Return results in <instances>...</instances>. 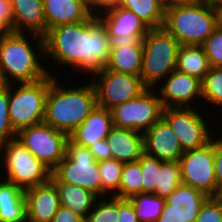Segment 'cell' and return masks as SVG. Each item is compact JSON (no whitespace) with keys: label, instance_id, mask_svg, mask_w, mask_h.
Returning <instances> with one entry per match:
<instances>
[{"label":"cell","instance_id":"obj_27","mask_svg":"<svg viewBox=\"0 0 222 222\" xmlns=\"http://www.w3.org/2000/svg\"><path fill=\"white\" fill-rule=\"evenodd\" d=\"M119 6L132 11L150 29L163 27L165 9L159 0H121Z\"/></svg>","mask_w":222,"mask_h":222},{"label":"cell","instance_id":"obj_6","mask_svg":"<svg viewBox=\"0 0 222 222\" xmlns=\"http://www.w3.org/2000/svg\"><path fill=\"white\" fill-rule=\"evenodd\" d=\"M52 81L53 75L49 74L33 83L9 84V116L16 133L44 121L46 98ZM13 85L17 87L15 90Z\"/></svg>","mask_w":222,"mask_h":222},{"label":"cell","instance_id":"obj_30","mask_svg":"<svg viewBox=\"0 0 222 222\" xmlns=\"http://www.w3.org/2000/svg\"><path fill=\"white\" fill-rule=\"evenodd\" d=\"M182 184L179 161H165L159 170L158 184L155 195L166 199L179 185Z\"/></svg>","mask_w":222,"mask_h":222},{"label":"cell","instance_id":"obj_39","mask_svg":"<svg viewBox=\"0 0 222 222\" xmlns=\"http://www.w3.org/2000/svg\"><path fill=\"white\" fill-rule=\"evenodd\" d=\"M214 172L217 186L222 190V138H214Z\"/></svg>","mask_w":222,"mask_h":222},{"label":"cell","instance_id":"obj_18","mask_svg":"<svg viewBox=\"0 0 222 222\" xmlns=\"http://www.w3.org/2000/svg\"><path fill=\"white\" fill-rule=\"evenodd\" d=\"M113 127L111 111L96 106L69 138L76 144L89 148L96 141L106 139Z\"/></svg>","mask_w":222,"mask_h":222},{"label":"cell","instance_id":"obj_25","mask_svg":"<svg viewBox=\"0 0 222 222\" xmlns=\"http://www.w3.org/2000/svg\"><path fill=\"white\" fill-rule=\"evenodd\" d=\"M211 66L201 45H180L175 70L197 77L201 81Z\"/></svg>","mask_w":222,"mask_h":222},{"label":"cell","instance_id":"obj_44","mask_svg":"<svg viewBox=\"0 0 222 222\" xmlns=\"http://www.w3.org/2000/svg\"><path fill=\"white\" fill-rule=\"evenodd\" d=\"M0 22L13 32V18L10 0H0Z\"/></svg>","mask_w":222,"mask_h":222},{"label":"cell","instance_id":"obj_2","mask_svg":"<svg viewBox=\"0 0 222 222\" xmlns=\"http://www.w3.org/2000/svg\"><path fill=\"white\" fill-rule=\"evenodd\" d=\"M30 35L34 38L32 40H37L34 47L25 32H9L0 38L1 84L33 83L52 75L38 59V52L45 54L44 36Z\"/></svg>","mask_w":222,"mask_h":222},{"label":"cell","instance_id":"obj_42","mask_svg":"<svg viewBox=\"0 0 222 222\" xmlns=\"http://www.w3.org/2000/svg\"><path fill=\"white\" fill-rule=\"evenodd\" d=\"M52 222H85V218L68 208L60 206L57 213L54 215Z\"/></svg>","mask_w":222,"mask_h":222},{"label":"cell","instance_id":"obj_4","mask_svg":"<svg viewBox=\"0 0 222 222\" xmlns=\"http://www.w3.org/2000/svg\"><path fill=\"white\" fill-rule=\"evenodd\" d=\"M219 25L215 0L173 6L165 10L163 27L180 45H203Z\"/></svg>","mask_w":222,"mask_h":222},{"label":"cell","instance_id":"obj_46","mask_svg":"<svg viewBox=\"0 0 222 222\" xmlns=\"http://www.w3.org/2000/svg\"><path fill=\"white\" fill-rule=\"evenodd\" d=\"M156 222H186V221H183L177 215L161 214Z\"/></svg>","mask_w":222,"mask_h":222},{"label":"cell","instance_id":"obj_48","mask_svg":"<svg viewBox=\"0 0 222 222\" xmlns=\"http://www.w3.org/2000/svg\"><path fill=\"white\" fill-rule=\"evenodd\" d=\"M219 13V25L222 26V3H216Z\"/></svg>","mask_w":222,"mask_h":222},{"label":"cell","instance_id":"obj_12","mask_svg":"<svg viewBox=\"0 0 222 222\" xmlns=\"http://www.w3.org/2000/svg\"><path fill=\"white\" fill-rule=\"evenodd\" d=\"M93 77V78H92ZM99 79L95 81V78ZM97 106L110 110L116 105L138 97L147 87L140 76L119 73L106 68L91 75Z\"/></svg>","mask_w":222,"mask_h":222},{"label":"cell","instance_id":"obj_9","mask_svg":"<svg viewBox=\"0 0 222 222\" xmlns=\"http://www.w3.org/2000/svg\"><path fill=\"white\" fill-rule=\"evenodd\" d=\"M147 88L138 97L110 109L113 124L144 134L162 117L163 106L159 94Z\"/></svg>","mask_w":222,"mask_h":222},{"label":"cell","instance_id":"obj_23","mask_svg":"<svg viewBox=\"0 0 222 222\" xmlns=\"http://www.w3.org/2000/svg\"><path fill=\"white\" fill-rule=\"evenodd\" d=\"M0 222H27L24 190L0 180Z\"/></svg>","mask_w":222,"mask_h":222},{"label":"cell","instance_id":"obj_11","mask_svg":"<svg viewBox=\"0 0 222 222\" xmlns=\"http://www.w3.org/2000/svg\"><path fill=\"white\" fill-rule=\"evenodd\" d=\"M68 138L66 133L44 122L24 128L16 134V139L51 170L64 159Z\"/></svg>","mask_w":222,"mask_h":222},{"label":"cell","instance_id":"obj_20","mask_svg":"<svg viewBox=\"0 0 222 222\" xmlns=\"http://www.w3.org/2000/svg\"><path fill=\"white\" fill-rule=\"evenodd\" d=\"M46 33L62 24L87 20L90 13L85 0H43Z\"/></svg>","mask_w":222,"mask_h":222},{"label":"cell","instance_id":"obj_3","mask_svg":"<svg viewBox=\"0 0 222 222\" xmlns=\"http://www.w3.org/2000/svg\"><path fill=\"white\" fill-rule=\"evenodd\" d=\"M53 75L46 98L44 123L68 136L97 106L92 82L85 86L64 88Z\"/></svg>","mask_w":222,"mask_h":222},{"label":"cell","instance_id":"obj_38","mask_svg":"<svg viewBox=\"0 0 222 222\" xmlns=\"http://www.w3.org/2000/svg\"><path fill=\"white\" fill-rule=\"evenodd\" d=\"M85 2L90 13L94 16H98L107 10L119 6L121 0H85Z\"/></svg>","mask_w":222,"mask_h":222},{"label":"cell","instance_id":"obj_7","mask_svg":"<svg viewBox=\"0 0 222 222\" xmlns=\"http://www.w3.org/2000/svg\"><path fill=\"white\" fill-rule=\"evenodd\" d=\"M0 154L4 157L1 168L7 176L3 180L26 190L51 180L52 170L33 156L18 140L12 139L0 145ZM1 159V156H0Z\"/></svg>","mask_w":222,"mask_h":222},{"label":"cell","instance_id":"obj_14","mask_svg":"<svg viewBox=\"0 0 222 222\" xmlns=\"http://www.w3.org/2000/svg\"><path fill=\"white\" fill-rule=\"evenodd\" d=\"M163 81L158 93L163 108L191 107V102L202 99L201 80L197 77L173 70Z\"/></svg>","mask_w":222,"mask_h":222},{"label":"cell","instance_id":"obj_50","mask_svg":"<svg viewBox=\"0 0 222 222\" xmlns=\"http://www.w3.org/2000/svg\"><path fill=\"white\" fill-rule=\"evenodd\" d=\"M216 3H222V0H215Z\"/></svg>","mask_w":222,"mask_h":222},{"label":"cell","instance_id":"obj_8","mask_svg":"<svg viewBox=\"0 0 222 222\" xmlns=\"http://www.w3.org/2000/svg\"><path fill=\"white\" fill-rule=\"evenodd\" d=\"M51 181L77 185L101 197L99 162L88 147L78 145L70 138L66 141L64 159L52 170Z\"/></svg>","mask_w":222,"mask_h":222},{"label":"cell","instance_id":"obj_37","mask_svg":"<svg viewBox=\"0 0 222 222\" xmlns=\"http://www.w3.org/2000/svg\"><path fill=\"white\" fill-rule=\"evenodd\" d=\"M196 222H222V204L215 197H208L200 208Z\"/></svg>","mask_w":222,"mask_h":222},{"label":"cell","instance_id":"obj_43","mask_svg":"<svg viewBox=\"0 0 222 222\" xmlns=\"http://www.w3.org/2000/svg\"><path fill=\"white\" fill-rule=\"evenodd\" d=\"M145 36H118L110 38V48H120L122 45L143 46L142 40Z\"/></svg>","mask_w":222,"mask_h":222},{"label":"cell","instance_id":"obj_5","mask_svg":"<svg viewBox=\"0 0 222 222\" xmlns=\"http://www.w3.org/2000/svg\"><path fill=\"white\" fill-rule=\"evenodd\" d=\"M142 44L140 77L147 88L155 90L159 82L175 70L180 44L164 27L149 29Z\"/></svg>","mask_w":222,"mask_h":222},{"label":"cell","instance_id":"obj_13","mask_svg":"<svg viewBox=\"0 0 222 222\" xmlns=\"http://www.w3.org/2000/svg\"><path fill=\"white\" fill-rule=\"evenodd\" d=\"M194 107L163 108L162 110V118L177 136L184 152L205 146L214 136L204 115L199 114Z\"/></svg>","mask_w":222,"mask_h":222},{"label":"cell","instance_id":"obj_29","mask_svg":"<svg viewBox=\"0 0 222 222\" xmlns=\"http://www.w3.org/2000/svg\"><path fill=\"white\" fill-rule=\"evenodd\" d=\"M142 192V172L140 163H124L121 173L119 191L113 196L121 199H128L131 196Z\"/></svg>","mask_w":222,"mask_h":222},{"label":"cell","instance_id":"obj_36","mask_svg":"<svg viewBox=\"0 0 222 222\" xmlns=\"http://www.w3.org/2000/svg\"><path fill=\"white\" fill-rule=\"evenodd\" d=\"M211 67H222V26L218 25L202 45Z\"/></svg>","mask_w":222,"mask_h":222},{"label":"cell","instance_id":"obj_28","mask_svg":"<svg viewBox=\"0 0 222 222\" xmlns=\"http://www.w3.org/2000/svg\"><path fill=\"white\" fill-rule=\"evenodd\" d=\"M134 207L139 222H156L165 204V199L155 194L141 192L128 198Z\"/></svg>","mask_w":222,"mask_h":222},{"label":"cell","instance_id":"obj_17","mask_svg":"<svg viewBox=\"0 0 222 222\" xmlns=\"http://www.w3.org/2000/svg\"><path fill=\"white\" fill-rule=\"evenodd\" d=\"M209 196L188 185H179L166 199L162 214L177 215L183 221L196 222L200 208Z\"/></svg>","mask_w":222,"mask_h":222},{"label":"cell","instance_id":"obj_1","mask_svg":"<svg viewBox=\"0 0 222 222\" xmlns=\"http://www.w3.org/2000/svg\"><path fill=\"white\" fill-rule=\"evenodd\" d=\"M45 54L55 64L91 76L105 68L110 55V38L102 21L94 15L87 20L62 24L44 35ZM77 68V69H76Z\"/></svg>","mask_w":222,"mask_h":222},{"label":"cell","instance_id":"obj_47","mask_svg":"<svg viewBox=\"0 0 222 222\" xmlns=\"http://www.w3.org/2000/svg\"><path fill=\"white\" fill-rule=\"evenodd\" d=\"M9 32L10 31L0 22V38L7 35Z\"/></svg>","mask_w":222,"mask_h":222},{"label":"cell","instance_id":"obj_21","mask_svg":"<svg viewBox=\"0 0 222 222\" xmlns=\"http://www.w3.org/2000/svg\"><path fill=\"white\" fill-rule=\"evenodd\" d=\"M112 159L122 163L136 162L144 153L143 134L131 129L113 127L106 137Z\"/></svg>","mask_w":222,"mask_h":222},{"label":"cell","instance_id":"obj_33","mask_svg":"<svg viewBox=\"0 0 222 222\" xmlns=\"http://www.w3.org/2000/svg\"><path fill=\"white\" fill-rule=\"evenodd\" d=\"M107 200V201H106ZM97 199L92 210L85 217V222H118L119 198Z\"/></svg>","mask_w":222,"mask_h":222},{"label":"cell","instance_id":"obj_40","mask_svg":"<svg viewBox=\"0 0 222 222\" xmlns=\"http://www.w3.org/2000/svg\"><path fill=\"white\" fill-rule=\"evenodd\" d=\"M89 150L97 162L112 159L111 149L108 146L106 139L96 141L89 147Z\"/></svg>","mask_w":222,"mask_h":222},{"label":"cell","instance_id":"obj_26","mask_svg":"<svg viewBox=\"0 0 222 222\" xmlns=\"http://www.w3.org/2000/svg\"><path fill=\"white\" fill-rule=\"evenodd\" d=\"M143 61V46L122 45L120 48H110L106 69L119 73L140 76Z\"/></svg>","mask_w":222,"mask_h":222},{"label":"cell","instance_id":"obj_15","mask_svg":"<svg viewBox=\"0 0 222 222\" xmlns=\"http://www.w3.org/2000/svg\"><path fill=\"white\" fill-rule=\"evenodd\" d=\"M144 153L161 161H179L184 151L169 124L161 117L143 134Z\"/></svg>","mask_w":222,"mask_h":222},{"label":"cell","instance_id":"obj_10","mask_svg":"<svg viewBox=\"0 0 222 222\" xmlns=\"http://www.w3.org/2000/svg\"><path fill=\"white\" fill-rule=\"evenodd\" d=\"M182 184L199 190L209 197L222 190L217 186L214 172V139L205 146L188 150L179 159Z\"/></svg>","mask_w":222,"mask_h":222},{"label":"cell","instance_id":"obj_24","mask_svg":"<svg viewBox=\"0 0 222 222\" xmlns=\"http://www.w3.org/2000/svg\"><path fill=\"white\" fill-rule=\"evenodd\" d=\"M58 190L60 205L86 217L99 198L92 191L65 182H53Z\"/></svg>","mask_w":222,"mask_h":222},{"label":"cell","instance_id":"obj_34","mask_svg":"<svg viewBox=\"0 0 222 222\" xmlns=\"http://www.w3.org/2000/svg\"><path fill=\"white\" fill-rule=\"evenodd\" d=\"M138 162L142 172V192L155 194L159 170L164 161L143 153Z\"/></svg>","mask_w":222,"mask_h":222},{"label":"cell","instance_id":"obj_41","mask_svg":"<svg viewBox=\"0 0 222 222\" xmlns=\"http://www.w3.org/2000/svg\"><path fill=\"white\" fill-rule=\"evenodd\" d=\"M118 222H139L134 212V207L128 199L119 198Z\"/></svg>","mask_w":222,"mask_h":222},{"label":"cell","instance_id":"obj_49","mask_svg":"<svg viewBox=\"0 0 222 222\" xmlns=\"http://www.w3.org/2000/svg\"><path fill=\"white\" fill-rule=\"evenodd\" d=\"M216 197L220 200V202L222 204V192H220Z\"/></svg>","mask_w":222,"mask_h":222},{"label":"cell","instance_id":"obj_16","mask_svg":"<svg viewBox=\"0 0 222 222\" xmlns=\"http://www.w3.org/2000/svg\"><path fill=\"white\" fill-rule=\"evenodd\" d=\"M24 195L27 222H52L61 205L58 190L51 180L24 190Z\"/></svg>","mask_w":222,"mask_h":222},{"label":"cell","instance_id":"obj_22","mask_svg":"<svg viewBox=\"0 0 222 222\" xmlns=\"http://www.w3.org/2000/svg\"><path fill=\"white\" fill-rule=\"evenodd\" d=\"M105 12L97 17L104 24L109 37L146 36L150 29L132 11L121 6Z\"/></svg>","mask_w":222,"mask_h":222},{"label":"cell","instance_id":"obj_35","mask_svg":"<svg viewBox=\"0 0 222 222\" xmlns=\"http://www.w3.org/2000/svg\"><path fill=\"white\" fill-rule=\"evenodd\" d=\"M9 116V84L0 83V145L16 138Z\"/></svg>","mask_w":222,"mask_h":222},{"label":"cell","instance_id":"obj_45","mask_svg":"<svg viewBox=\"0 0 222 222\" xmlns=\"http://www.w3.org/2000/svg\"><path fill=\"white\" fill-rule=\"evenodd\" d=\"M197 0H159L161 6L166 10L173 6L187 5L196 2Z\"/></svg>","mask_w":222,"mask_h":222},{"label":"cell","instance_id":"obj_31","mask_svg":"<svg viewBox=\"0 0 222 222\" xmlns=\"http://www.w3.org/2000/svg\"><path fill=\"white\" fill-rule=\"evenodd\" d=\"M123 165L124 163L115 159H107L99 162L101 198L105 195L113 197L119 191ZM110 192L111 194H108Z\"/></svg>","mask_w":222,"mask_h":222},{"label":"cell","instance_id":"obj_19","mask_svg":"<svg viewBox=\"0 0 222 222\" xmlns=\"http://www.w3.org/2000/svg\"><path fill=\"white\" fill-rule=\"evenodd\" d=\"M13 18V32L46 34V18L43 0H10ZM25 28V30H24Z\"/></svg>","mask_w":222,"mask_h":222},{"label":"cell","instance_id":"obj_32","mask_svg":"<svg viewBox=\"0 0 222 222\" xmlns=\"http://www.w3.org/2000/svg\"><path fill=\"white\" fill-rule=\"evenodd\" d=\"M202 100L216 107L222 105V67H211L201 81Z\"/></svg>","mask_w":222,"mask_h":222}]
</instances>
